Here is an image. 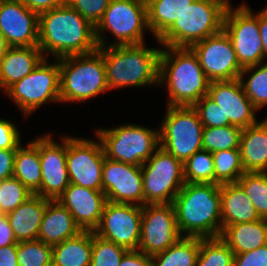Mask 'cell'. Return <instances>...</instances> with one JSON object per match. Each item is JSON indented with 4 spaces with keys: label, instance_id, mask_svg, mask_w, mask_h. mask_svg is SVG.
Masks as SVG:
<instances>
[{
    "label": "cell",
    "instance_id": "14",
    "mask_svg": "<svg viewBox=\"0 0 267 266\" xmlns=\"http://www.w3.org/2000/svg\"><path fill=\"white\" fill-rule=\"evenodd\" d=\"M181 237L172 203L142 206L139 251L152 257L172 246Z\"/></svg>",
    "mask_w": 267,
    "mask_h": 266
},
{
    "label": "cell",
    "instance_id": "25",
    "mask_svg": "<svg viewBox=\"0 0 267 266\" xmlns=\"http://www.w3.org/2000/svg\"><path fill=\"white\" fill-rule=\"evenodd\" d=\"M222 230L228 225L261 219L253 203L238 183L220 185Z\"/></svg>",
    "mask_w": 267,
    "mask_h": 266
},
{
    "label": "cell",
    "instance_id": "1",
    "mask_svg": "<svg viewBox=\"0 0 267 266\" xmlns=\"http://www.w3.org/2000/svg\"><path fill=\"white\" fill-rule=\"evenodd\" d=\"M38 47L55 59L97 50L95 26L67 3L39 14Z\"/></svg>",
    "mask_w": 267,
    "mask_h": 266
},
{
    "label": "cell",
    "instance_id": "37",
    "mask_svg": "<svg viewBox=\"0 0 267 266\" xmlns=\"http://www.w3.org/2000/svg\"><path fill=\"white\" fill-rule=\"evenodd\" d=\"M183 176L187 183L214 184V160L211 152L200 150L183 163Z\"/></svg>",
    "mask_w": 267,
    "mask_h": 266
},
{
    "label": "cell",
    "instance_id": "9",
    "mask_svg": "<svg viewBox=\"0 0 267 266\" xmlns=\"http://www.w3.org/2000/svg\"><path fill=\"white\" fill-rule=\"evenodd\" d=\"M159 129L160 147L184 163L202 150L204 126L193 107L167 106Z\"/></svg>",
    "mask_w": 267,
    "mask_h": 266
},
{
    "label": "cell",
    "instance_id": "40",
    "mask_svg": "<svg viewBox=\"0 0 267 266\" xmlns=\"http://www.w3.org/2000/svg\"><path fill=\"white\" fill-rule=\"evenodd\" d=\"M32 195L15 177L0 181V213L13 211Z\"/></svg>",
    "mask_w": 267,
    "mask_h": 266
},
{
    "label": "cell",
    "instance_id": "10",
    "mask_svg": "<svg viewBox=\"0 0 267 266\" xmlns=\"http://www.w3.org/2000/svg\"><path fill=\"white\" fill-rule=\"evenodd\" d=\"M55 60L50 64L44 58L31 73L4 91L26 117L46 102H60V67L59 59Z\"/></svg>",
    "mask_w": 267,
    "mask_h": 266
},
{
    "label": "cell",
    "instance_id": "50",
    "mask_svg": "<svg viewBox=\"0 0 267 266\" xmlns=\"http://www.w3.org/2000/svg\"><path fill=\"white\" fill-rule=\"evenodd\" d=\"M258 24H259V31L260 37L262 39L263 51L265 60L267 57V10L263 9L258 12Z\"/></svg>",
    "mask_w": 267,
    "mask_h": 266
},
{
    "label": "cell",
    "instance_id": "16",
    "mask_svg": "<svg viewBox=\"0 0 267 266\" xmlns=\"http://www.w3.org/2000/svg\"><path fill=\"white\" fill-rule=\"evenodd\" d=\"M142 206L107 201L94 233L127 250H138Z\"/></svg>",
    "mask_w": 267,
    "mask_h": 266
},
{
    "label": "cell",
    "instance_id": "48",
    "mask_svg": "<svg viewBox=\"0 0 267 266\" xmlns=\"http://www.w3.org/2000/svg\"><path fill=\"white\" fill-rule=\"evenodd\" d=\"M17 244L6 214L0 213V248Z\"/></svg>",
    "mask_w": 267,
    "mask_h": 266
},
{
    "label": "cell",
    "instance_id": "32",
    "mask_svg": "<svg viewBox=\"0 0 267 266\" xmlns=\"http://www.w3.org/2000/svg\"><path fill=\"white\" fill-rule=\"evenodd\" d=\"M214 160V184L237 183L245 173L240 148L212 153Z\"/></svg>",
    "mask_w": 267,
    "mask_h": 266
},
{
    "label": "cell",
    "instance_id": "3",
    "mask_svg": "<svg viewBox=\"0 0 267 266\" xmlns=\"http://www.w3.org/2000/svg\"><path fill=\"white\" fill-rule=\"evenodd\" d=\"M166 47L159 59V84L168 90V106L192 107L208 94L210 81L189 47Z\"/></svg>",
    "mask_w": 267,
    "mask_h": 266
},
{
    "label": "cell",
    "instance_id": "28",
    "mask_svg": "<svg viewBox=\"0 0 267 266\" xmlns=\"http://www.w3.org/2000/svg\"><path fill=\"white\" fill-rule=\"evenodd\" d=\"M93 231H82L77 236L52 246V266H90Z\"/></svg>",
    "mask_w": 267,
    "mask_h": 266
},
{
    "label": "cell",
    "instance_id": "5",
    "mask_svg": "<svg viewBox=\"0 0 267 266\" xmlns=\"http://www.w3.org/2000/svg\"><path fill=\"white\" fill-rule=\"evenodd\" d=\"M60 102L85 101L109 91L103 52L97 50L59 58Z\"/></svg>",
    "mask_w": 267,
    "mask_h": 266
},
{
    "label": "cell",
    "instance_id": "26",
    "mask_svg": "<svg viewBox=\"0 0 267 266\" xmlns=\"http://www.w3.org/2000/svg\"><path fill=\"white\" fill-rule=\"evenodd\" d=\"M240 153L245 172H267V117L242 130Z\"/></svg>",
    "mask_w": 267,
    "mask_h": 266
},
{
    "label": "cell",
    "instance_id": "46",
    "mask_svg": "<svg viewBox=\"0 0 267 266\" xmlns=\"http://www.w3.org/2000/svg\"><path fill=\"white\" fill-rule=\"evenodd\" d=\"M119 266H151V256L139 250H128L122 257Z\"/></svg>",
    "mask_w": 267,
    "mask_h": 266
},
{
    "label": "cell",
    "instance_id": "43",
    "mask_svg": "<svg viewBox=\"0 0 267 266\" xmlns=\"http://www.w3.org/2000/svg\"><path fill=\"white\" fill-rule=\"evenodd\" d=\"M20 136L14 123L0 119V149H17L21 145Z\"/></svg>",
    "mask_w": 267,
    "mask_h": 266
},
{
    "label": "cell",
    "instance_id": "51",
    "mask_svg": "<svg viewBox=\"0 0 267 266\" xmlns=\"http://www.w3.org/2000/svg\"><path fill=\"white\" fill-rule=\"evenodd\" d=\"M9 48L10 46L7 43L5 36L0 32V60L4 57Z\"/></svg>",
    "mask_w": 267,
    "mask_h": 266
},
{
    "label": "cell",
    "instance_id": "8",
    "mask_svg": "<svg viewBox=\"0 0 267 266\" xmlns=\"http://www.w3.org/2000/svg\"><path fill=\"white\" fill-rule=\"evenodd\" d=\"M105 157L115 161L142 166L160 147L159 129L137 124L117 128L97 129Z\"/></svg>",
    "mask_w": 267,
    "mask_h": 266
},
{
    "label": "cell",
    "instance_id": "12",
    "mask_svg": "<svg viewBox=\"0 0 267 266\" xmlns=\"http://www.w3.org/2000/svg\"><path fill=\"white\" fill-rule=\"evenodd\" d=\"M223 30L229 36L242 68L263 63L265 56L259 31L258 12L254 14L246 3L235 9L229 4L224 15Z\"/></svg>",
    "mask_w": 267,
    "mask_h": 266
},
{
    "label": "cell",
    "instance_id": "19",
    "mask_svg": "<svg viewBox=\"0 0 267 266\" xmlns=\"http://www.w3.org/2000/svg\"><path fill=\"white\" fill-rule=\"evenodd\" d=\"M224 112V126L234 125L242 129L258 122V109L244 93L239 80L212 81L207 94Z\"/></svg>",
    "mask_w": 267,
    "mask_h": 266
},
{
    "label": "cell",
    "instance_id": "36",
    "mask_svg": "<svg viewBox=\"0 0 267 266\" xmlns=\"http://www.w3.org/2000/svg\"><path fill=\"white\" fill-rule=\"evenodd\" d=\"M256 208L267 220V172H245L237 181Z\"/></svg>",
    "mask_w": 267,
    "mask_h": 266
},
{
    "label": "cell",
    "instance_id": "11",
    "mask_svg": "<svg viewBox=\"0 0 267 266\" xmlns=\"http://www.w3.org/2000/svg\"><path fill=\"white\" fill-rule=\"evenodd\" d=\"M145 204H170L183 185V163L159 147L142 166Z\"/></svg>",
    "mask_w": 267,
    "mask_h": 266
},
{
    "label": "cell",
    "instance_id": "18",
    "mask_svg": "<svg viewBox=\"0 0 267 266\" xmlns=\"http://www.w3.org/2000/svg\"><path fill=\"white\" fill-rule=\"evenodd\" d=\"M61 139L62 144L55 142L49 133L39 137L42 178L36 195L51 200H57L70 184L66 164L67 136Z\"/></svg>",
    "mask_w": 267,
    "mask_h": 266
},
{
    "label": "cell",
    "instance_id": "20",
    "mask_svg": "<svg viewBox=\"0 0 267 266\" xmlns=\"http://www.w3.org/2000/svg\"><path fill=\"white\" fill-rule=\"evenodd\" d=\"M39 14L20 0H0V32L10 47L38 46Z\"/></svg>",
    "mask_w": 267,
    "mask_h": 266
},
{
    "label": "cell",
    "instance_id": "22",
    "mask_svg": "<svg viewBox=\"0 0 267 266\" xmlns=\"http://www.w3.org/2000/svg\"><path fill=\"white\" fill-rule=\"evenodd\" d=\"M50 200L33 194L6 214L17 243L38 239L41 221Z\"/></svg>",
    "mask_w": 267,
    "mask_h": 266
},
{
    "label": "cell",
    "instance_id": "42",
    "mask_svg": "<svg viewBox=\"0 0 267 266\" xmlns=\"http://www.w3.org/2000/svg\"><path fill=\"white\" fill-rule=\"evenodd\" d=\"M110 0H69L67 4L94 26L103 18Z\"/></svg>",
    "mask_w": 267,
    "mask_h": 266
},
{
    "label": "cell",
    "instance_id": "39",
    "mask_svg": "<svg viewBox=\"0 0 267 266\" xmlns=\"http://www.w3.org/2000/svg\"><path fill=\"white\" fill-rule=\"evenodd\" d=\"M128 250L114 242L105 240L93 231V245L90 266H119Z\"/></svg>",
    "mask_w": 267,
    "mask_h": 266
},
{
    "label": "cell",
    "instance_id": "7",
    "mask_svg": "<svg viewBox=\"0 0 267 266\" xmlns=\"http://www.w3.org/2000/svg\"><path fill=\"white\" fill-rule=\"evenodd\" d=\"M146 29L150 30L146 0H110L103 18L95 26V37L98 47L139 45L145 42ZM108 30L118 39L109 45L103 37Z\"/></svg>",
    "mask_w": 267,
    "mask_h": 266
},
{
    "label": "cell",
    "instance_id": "4",
    "mask_svg": "<svg viewBox=\"0 0 267 266\" xmlns=\"http://www.w3.org/2000/svg\"><path fill=\"white\" fill-rule=\"evenodd\" d=\"M103 52L109 90L159 84V59L162 49L139 45L99 47Z\"/></svg>",
    "mask_w": 267,
    "mask_h": 266
},
{
    "label": "cell",
    "instance_id": "15",
    "mask_svg": "<svg viewBox=\"0 0 267 266\" xmlns=\"http://www.w3.org/2000/svg\"><path fill=\"white\" fill-rule=\"evenodd\" d=\"M189 48L197 56L199 64L210 82L239 78L243 68L237 60L229 36L223 29L194 43Z\"/></svg>",
    "mask_w": 267,
    "mask_h": 266
},
{
    "label": "cell",
    "instance_id": "30",
    "mask_svg": "<svg viewBox=\"0 0 267 266\" xmlns=\"http://www.w3.org/2000/svg\"><path fill=\"white\" fill-rule=\"evenodd\" d=\"M195 0H146L148 26L158 40Z\"/></svg>",
    "mask_w": 267,
    "mask_h": 266
},
{
    "label": "cell",
    "instance_id": "44",
    "mask_svg": "<svg viewBox=\"0 0 267 266\" xmlns=\"http://www.w3.org/2000/svg\"><path fill=\"white\" fill-rule=\"evenodd\" d=\"M233 266H267V244L249 252L234 254Z\"/></svg>",
    "mask_w": 267,
    "mask_h": 266
},
{
    "label": "cell",
    "instance_id": "21",
    "mask_svg": "<svg viewBox=\"0 0 267 266\" xmlns=\"http://www.w3.org/2000/svg\"><path fill=\"white\" fill-rule=\"evenodd\" d=\"M57 201L68 209L82 231H94L101 221L107 198L103 191L70 183Z\"/></svg>",
    "mask_w": 267,
    "mask_h": 266
},
{
    "label": "cell",
    "instance_id": "27",
    "mask_svg": "<svg viewBox=\"0 0 267 266\" xmlns=\"http://www.w3.org/2000/svg\"><path fill=\"white\" fill-rule=\"evenodd\" d=\"M221 238L234 254L249 252L267 244V220L237 223L225 227Z\"/></svg>",
    "mask_w": 267,
    "mask_h": 266
},
{
    "label": "cell",
    "instance_id": "49",
    "mask_svg": "<svg viewBox=\"0 0 267 266\" xmlns=\"http://www.w3.org/2000/svg\"><path fill=\"white\" fill-rule=\"evenodd\" d=\"M0 266H19L17 260V244L0 248Z\"/></svg>",
    "mask_w": 267,
    "mask_h": 266
},
{
    "label": "cell",
    "instance_id": "2",
    "mask_svg": "<svg viewBox=\"0 0 267 266\" xmlns=\"http://www.w3.org/2000/svg\"><path fill=\"white\" fill-rule=\"evenodd\" d=\"M172 204L182 237L206 239L220 236V184L185 182Z\"/></svg>",
    "mask_w": 267,
    "mask_h": 266
},
{
    "label": "cell",
    "instance_id": "29",
    "mask_svg": "<svg viewBox=\"0 0 267 266\" xmlns=\"http://www.w3.org/2000/svg\"><path fill=\"white\" fill-rule=\"evenodd\" d=\"M25 146L26 148L20 145L16 149L13 177L17 178L32 194H36L40 190L42 178L39 138Z\"/></svg>",
    "mask_w": 267,
    "mask_h": 266
},
{
    "label": "cell",
    "instance_id": "33",
    "mask_svg": "<svg viewBox=\"0 0 267 266\" xmlns=\"http://www.w3.org/2000/svg\"><path fill=\"white\" fill-rule=\"evenodd\" d=\"M251 71L252 75H249ZM247 73L249 78L244 81ZM239 80L244 93L258 110L267 105V62L243 68Z\"/></svg>",
    "mask_w": 267,
    "mask_h": 266
},
{
    "label": "cell",
    "instance_id": "23",
    "mask_svg": "<svg viewBox=\"0 0 267 266\" xmlns=\"http://www.w3.org/2000/svg\"><path fill=\"white\" fill-rule=\"evenodd\" d=\"M44 58L38 46L10 47L0 60V88L6 91L31 73Z\"/></svg>",
    "mask_w": 267,
    "mask_h": 266
},
{
    "label": "cell",
    "instance_id": "45",
    "mask_svg": "<svg viewBox=\"0 0 267 266\" xmlns=\"http://www.w3.org/2000/svg\"><path fill=\"white\" fill-rule=\"evenodd\" d=\"M16 149H0V181L13 177Z\"/></svg>",
    "mask_w": 267,
    "mask_h": 266
},
{
    "label": "cell",
    "instance_id": "24",
    "mask_svg": "<svg viewBox=\"0 0 267 266\" xmlns=\"http://www.w3.org/2000/svg\"><path fill=\"white\" fill-rule=\"evenodd\" d=\"M82 232L72 214L59 201L50 200L41 221L38 239L55 245Z\"/></svg>",
    "mask_w": 267,
    "mask_h": 266
},
{
    "label": "cell",
    "instance_id": "31",
    "mask_svg": "<svg viewBox=\"0 0 267 266\" xmlns=\"http://www.w3.org/2000/svg\"><path fill=\"white\" fill-rule=\"evenodd\" d=\"M200 238L181 237L172 246L151 257V266H194Z\"/></svg>",
    "mask_w": 267,
    "mask_h": 266
},
{
    "label": "cell",
    "instance_id": "41",
    "mask_svg": "<svg viewBox=\"0 0 267 266\" xmlns=\"http://www.w3.org/2000/svg\"><path fill=\"white\" fill-rule=\"evenodd\" d=\"M192 107L204 127L224 126V112L208 95H204Z\"/></svg>",
    "mask_w": 267,
    "mask_h": 266
},
{
    "label": "cell",
    "instance_id": "6",
    "mask_svg": "<svg viewBox=\"0 0 267 266\" xmlns=\"http://www.w3.org/2000/svg\"><path fill=\"white\" fill-rule=\"evenodd\" d=\"M229 0H195L156 41L163 46L190 47L223 29Z\"/></svg>",
    "mask_w": 267,
    "mask_h": 266
},
{
    "label": "cell",
    "instance_id": "38",
    "mask_svg": "<svg viewBox=\"0 0 267 266\" xmlns=\"http://www.w3.org/2000/svg\"><path fill=\"white\" fill-rule=\"evenodd\" d=\"M19 266H52V245L36 239L17 243Z\"/></svg>",
    "mask_w": 267,
    "mask_h": 266
},
{
    "label": "cell",
    "instance_id": "47",
    "mask_svg": "<svg viewBox=\"0 0 267 266\" xmlns=\"http://www.w3.org/2000/svg\"><path fill=\"white\" fill-rule=\"evenodd\" d=\"M20 1H22L31 11L37 12L38 14L66 4L64 0H20Z\"/></svg>",
    "mask_w": 267,
    "mask_h": 266
},
{
    "label": "cell",
    "instance_id": "34",
    "mask_svg": "<svg viewBox=\"0 0 267 266\" xmlns=\"http://www.w3.org/2000/svg\"><path fill=\"white\" fill-rule=\"evenodd\" d=\"M242 128L228 125L221 127H204L202 150L217 152L240 148Z\"/></svg>",
    "mask_w": 267,
    "mask_h": 266
},
{
    "label": "cell",
    "instance_id": "17",
    "mask_svg": "<svg viewBox=\"0 0 267 266\" xmlns=\"http://www.w3.org/2000/svg\"><path fill=\"white\" fill-rule=\"evenodd\" d=\"M102 191L107 201L144 206L141 166L105 157Z\"/></svg>",
    "mask_w": 267,
    "mask_h": 266
},
{
    "label": "cell",
    "instance_id": "13",
    "mask_svg": "<svg viewBox=\"0 0 267 266\" xmlns=\"http://www.w3.org/2000/svg\"><path fill=\"white\" fill-rule=\"evenodd\" d=\"M67 136L66 164L70 183L102 191L105 154L100 139Z\"/></svg>",
    "mask_w": 267,
    "mask_h": 266
},
{
    "label": "cell",
    "instance_id": "35",
    "mask_svg": "<svg viewBox=\"0 0 267 266\" xmlns=\"http://www.w3.org/2000/svg\"><path fill=\"white\" fill-rule=\"evenodd\" d=\"M234 252L219 237L200 238V249L194 266H233Z\"/></svg>",
    "mask_w": 267,
    "mask_h": 266
}]
</instances>
